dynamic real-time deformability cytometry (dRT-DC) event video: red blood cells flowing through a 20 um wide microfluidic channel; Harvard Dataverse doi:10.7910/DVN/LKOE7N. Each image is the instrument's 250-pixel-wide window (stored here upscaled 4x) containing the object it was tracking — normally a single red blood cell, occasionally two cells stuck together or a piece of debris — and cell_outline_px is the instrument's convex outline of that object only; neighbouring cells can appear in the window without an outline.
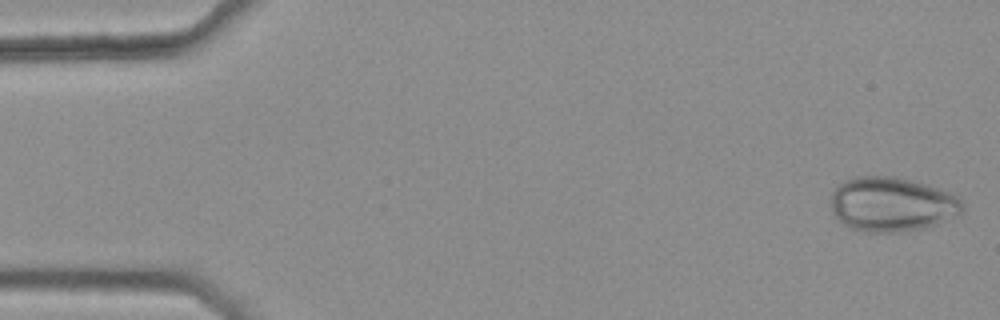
{"species": "common noctule bat (a hibernating species)", "species_latin": "Nyctalus noctula", "temperature_condition": "warm", "stored_images_in_passage": 44, "camera_frame_rate_fps": 3000, "um_per_image_px": 0.085, "animal": {"sex": "female", "body_mass_g": 25.1}, "frame": {"image": 1, "passage_image": 1, "time_ms": 0.0, "image_size_px": [1000, 320], "cell_outline_px": [[964, 212], [936, 224], [924, 228], [900, 232], [868, 232], [848, 228], [832, 212], [832, 192], [836, 184], [844, 180], [856, 176], [896, 176], [924, 184], [948, 192], [964, 200]], "centroid_in_image_um": [75.8, 17.36], "position_along_channel_um": 9.2, "area_um2": 41.96}}
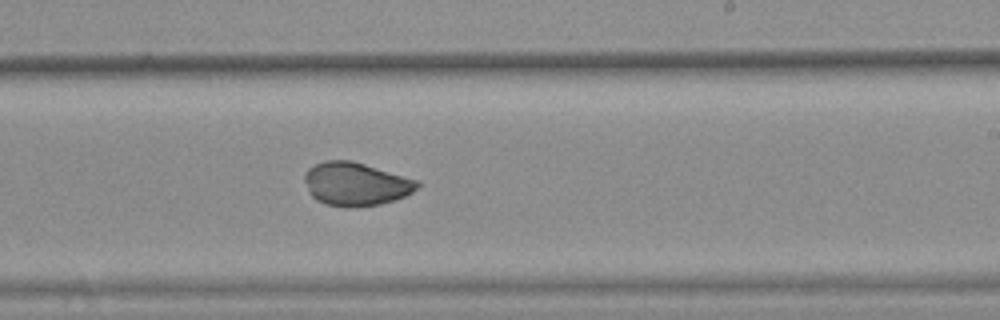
{"frame": {"image": 2, "passage_image": 31, "time_ms": 10.0, "image_size_px": [1000, 320], "cell_outline_px": [[424, 184], [412, 192], [396, 200], [380, 204], [356, 208], [348, 208], [328, 204], [316, 200], [308, 192], [304, 180], [304, 172], [308, 168], [324, 160], [352, 160], [416, 180]], "centroid_in_image_um": [30.23, 15.65], "position_along_channel_um": 258.8, "area_um2": 28.67}}
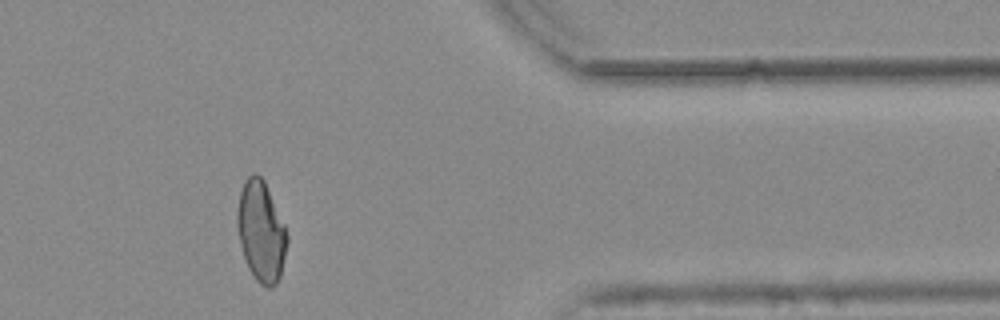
{"frame": {"image": 3, "passage_image": 43, "time_ms": 14.0, "image_size_px": [1000, 320], "cell_outline_px": [[288, 240], [280, 276], [276, 284], [272, 288], [268, 288], [260, 284], [256, 280], [248, 268], [240, 244], [236, 228], [236, 212], [240, 192], [244, 180], [252, 172], [256, 172], [264, 180], [284, 224], [288, 236]], "centroid_in_image_um": [22.17, 19.66], "position_along_channel_um": 389.2, "area_um2": 29.36}, "authors_computed_cell_mechanics": {"area_um2": 29.3335, "velocity_mm_per_s": 3.8003, "shape_relaxation_time_tau1_ms": 10.3601, "shape_relaxation_time_tau2_ms": null, "deformation_change_tau1": 0.1782, "deformation_change_tau2": null}}